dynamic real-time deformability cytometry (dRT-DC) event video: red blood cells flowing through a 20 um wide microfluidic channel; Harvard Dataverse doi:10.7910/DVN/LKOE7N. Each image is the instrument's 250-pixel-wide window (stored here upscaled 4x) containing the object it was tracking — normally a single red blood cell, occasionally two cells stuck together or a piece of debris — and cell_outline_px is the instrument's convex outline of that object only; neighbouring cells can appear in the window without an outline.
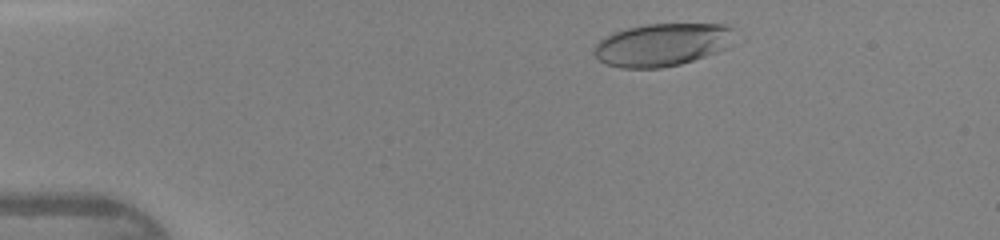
{"species": "human", "species_latin": "Homo sapiens", "temperature_condition": "warm", "stored_images_in_passage": 36, "camera_frame_rate_fps": 3000, "um_per_image_px": 0.085, "donor": {"sex": "female"}, "frame": {"image": 1, "passage_image": 4, "time_ms": 1.0, "image_size_px": [1000, 240], "cell_outline_px": [[732, 28], [728, 48], [680, 64], [660, 68], [620, 68], [608, 64], [600, 60], [592, 52], [592, 48], [604, 36], [612, 32], [644, 24], [724, 24]], "centroid_in_image_um": [56.21, 3.8], "position_along_channel_um": 28.8, "area_um2": 34.8}}
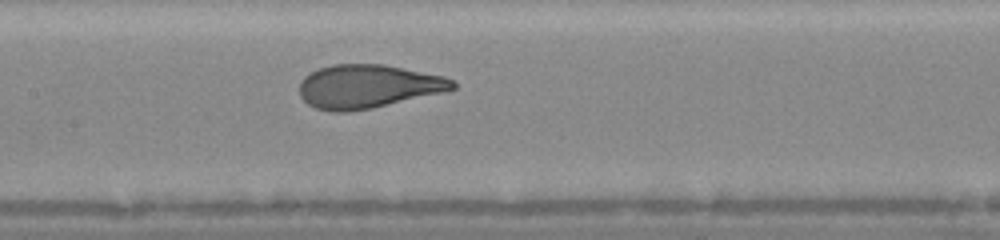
{"frame": {"image": 2, "passage_image": 19, "time_ms": 6.0, "image_size_px": [1000, 240], "cell_outline_px": [[456, 88], [444, 92], [372, 108], [348, 112], [332, 112], [316, 108], [308, 104], [300, 96], [300, 80], [304, 76], [320, 68], [332, 64], [384, 64], [444, 76], [452, 80], [456, 84]], "centroid_in_image_um": [31.27, 7.35], "position_along_channel_um": 176.1, "area_um2": 38.9}}
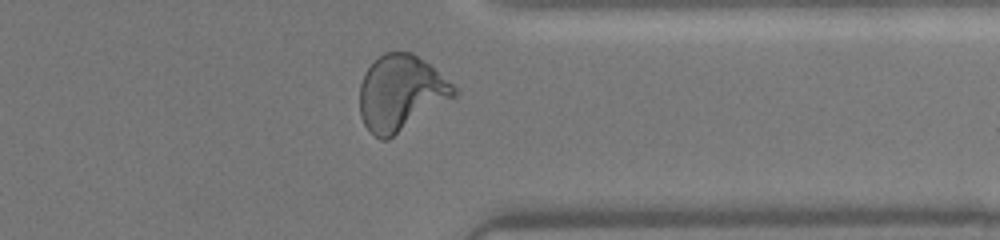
{"frame": {"image": 3, "passage_image": 33, "time_ms": 10.667, "image_size_px": [1000, 240], "cell_outline_px": [[460, 92], [456, 96], [388, 140], [380, 140], [368, 132], [360, 116], [360, 84], [364, 72], [384, 52], [412, 52], [424, 60], [452, 84]], "centroid_in_image_um": [34.05, 7.93], "position_along_channel_um": 377.4, "area_um2": 41.5}, "authors_computed_cell_mechanics": {"area_um2": 38.8705, "velocity_mm_per_s": 4.358, "shape_relaxation_time_tau1_ms": 3.3942, "shape_relaxation_time_tau2_ms": null, "deformation_change_tau1": 0.2039, "deformation_change_tau2": null}}